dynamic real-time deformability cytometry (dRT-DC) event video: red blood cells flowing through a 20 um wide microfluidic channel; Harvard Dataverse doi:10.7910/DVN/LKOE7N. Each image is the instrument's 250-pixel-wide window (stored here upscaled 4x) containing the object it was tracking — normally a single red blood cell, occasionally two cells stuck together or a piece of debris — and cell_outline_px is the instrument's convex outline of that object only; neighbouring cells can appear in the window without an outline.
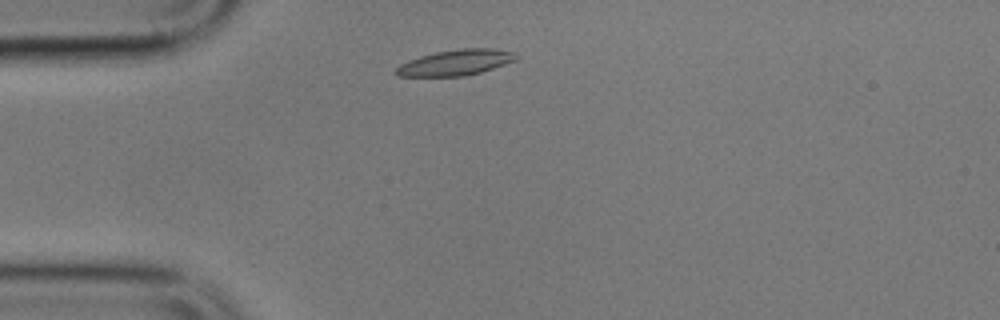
{"species": "common noctule bat (a hibernating species)", "species_latin": "Nyctalus noctula", "temperature_condition": "cold", "stored_images_in_passage": 6, "camera_frame_rate_fps": 3000, "um_per_image_px": 0.085, "animal": {"sex": "male", "body_mass_g": 17.9}, "frame": {"image": 1, "passage_image": 6, "time_ms": 7.0, "image_size_px": [1000, 320], "cell_outline_px": [[520, 56], [516, 60], [480, 72], [464, 76], [396, 76], [396, 68], [400, 64], [408, 60], [420, 56], [436, 52], [460, 48], [492, 48], [516, 52]], "centroid_in_image_um": [38.76, 5.3], "position_along_channel_um": 46.2, "area_um2": 17.98}}